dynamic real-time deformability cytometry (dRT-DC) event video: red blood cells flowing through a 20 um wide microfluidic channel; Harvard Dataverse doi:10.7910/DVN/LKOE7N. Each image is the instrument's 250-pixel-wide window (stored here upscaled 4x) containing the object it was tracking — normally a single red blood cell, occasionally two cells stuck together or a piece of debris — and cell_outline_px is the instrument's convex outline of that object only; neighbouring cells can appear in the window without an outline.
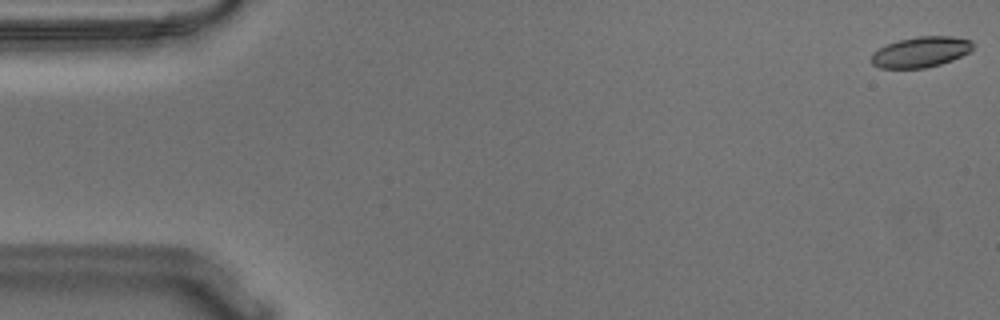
{"species": "Egyptian fruit bat (a non-hibernating species)", "species_latin": "Rousettus aegyptiacus", "temperature_condition": "warm", "stored_images_in_passage": 56, "camera_frame_rate_fps": 3000, "um_per_image_px": 0.085, "animal": {"sex": "male"}, "frame": {"image": 1, "passage_image": 1, "time_ms": 0.0, "image_size_px": [1000, 320], "cell_outline_px": [[972, 48], [968, 52], [952, 60], [940, 64], [924, 68], [880, 68], [872, 64], [872, 56], [880, 48], [888, 44], [900, 40], [916, 36], [952, 36], [972, 40]], "centroid_in_image_um": [78.28, 4.41], "position_along_channel_um": 6.7, "area_um2": 17.8}}
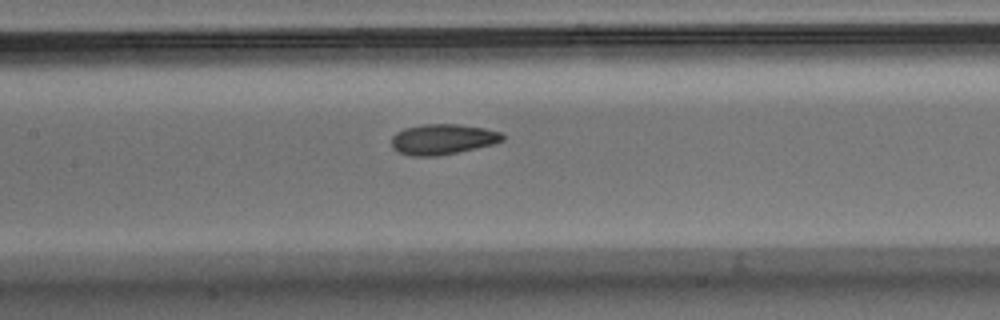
{"frame": {"image": 2, "passage_image": 26, "time_ms": 8.333, "image_size_px": [1000, 320], "cell_outline_px": [[504, 140], [492, 144], [456, 152], [436, 156], [412, 156], [396, 152], [392, 148], [392, 136], [396, 132], [404, 128], [424, 124], [460, 124], [484, 128], [500, 132], [504, 136]], "centroid_in_image_um": [37.58, 11.83], "position_along_channel_um": 169.8, "area_um2": 19.65}}
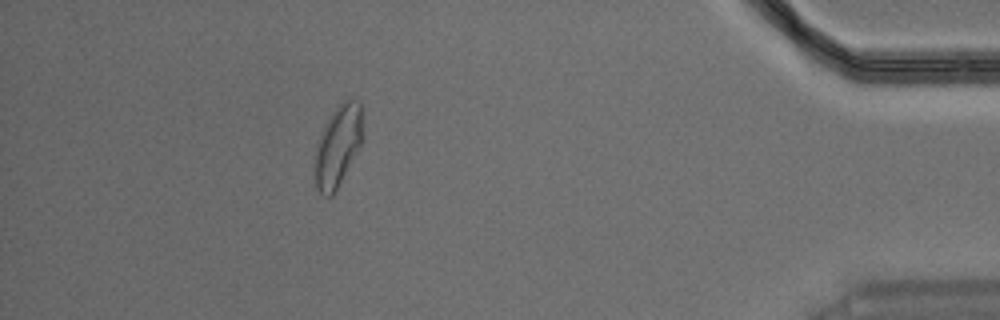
{"frame": {"image": 3, "passage_image": 50, "time_ms": 16.333, "image_size_px": [1000, 320], "cell_outline_px": [[364, 140], [332, 196], [328, 196], [320, 192], [316, 188], [316, 144], [332, 112], [344, 100], [352, 100], [360, 104]], "centroid_in_image_um": [28.75, 12.4], "position_along_channel_um": 406.4, "area_um2": 22.02}, "authors_computed_cell_mechanics": {"area_um2": 19.5364, "velocity_mm_per_s": 3.6224, "shape_relaxation_time_tau1_ms": 4.604, "shape_relaxation_time_tau2_ms": 1.6482, "deformation_change_tau1": 0.153, "deformation_change_tau2": 0.0749}}